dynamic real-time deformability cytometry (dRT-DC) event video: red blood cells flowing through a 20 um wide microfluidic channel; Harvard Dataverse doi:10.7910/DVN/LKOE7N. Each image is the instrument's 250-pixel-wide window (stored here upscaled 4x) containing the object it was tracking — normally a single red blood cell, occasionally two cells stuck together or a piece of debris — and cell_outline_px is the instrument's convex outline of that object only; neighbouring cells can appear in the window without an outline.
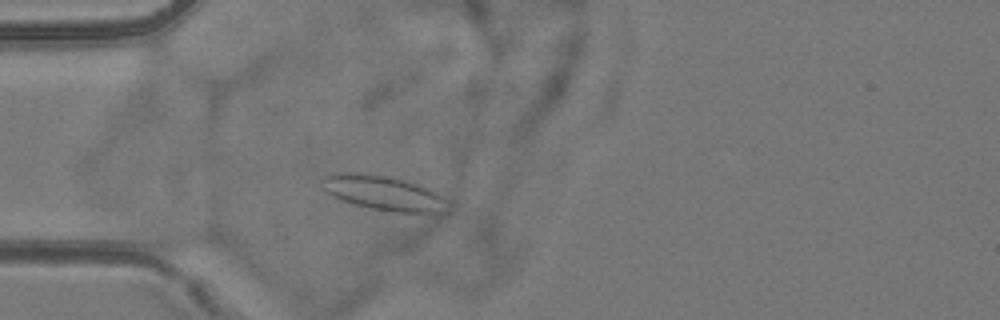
{"species": "common noctule bat (a hibernating species)", "species_latin": "Nyctalus noctula", "temperature_condition": "room temperature", "stored_images_in_passage": 45, "camera_frame_rate_fps": 3000, "um_per_image_px": 0.085, "animal": {"sex": "female", "body_mass_g": 24.6, "forearm_length_mm": 56.2}, "frame": {"image": 1, "passage_image": 14, "time_ms": 4.333, "image_size_px": [1000, 320], "cell_outline_px": [[448, 212], [440, 216], [436, 216], [392, 212], [352, 204], [340, 200], [332, 196], [320, 188], [320, 180], [324, 176], [332, 172], [368, 172], [392, 176], [408, 180], [420, 184], [436, 192], [440, 196]], "centroid_in_image_um": [32.58, 16.41], "position_along_channel_um": 52.4, "area_um2": 26.76}}
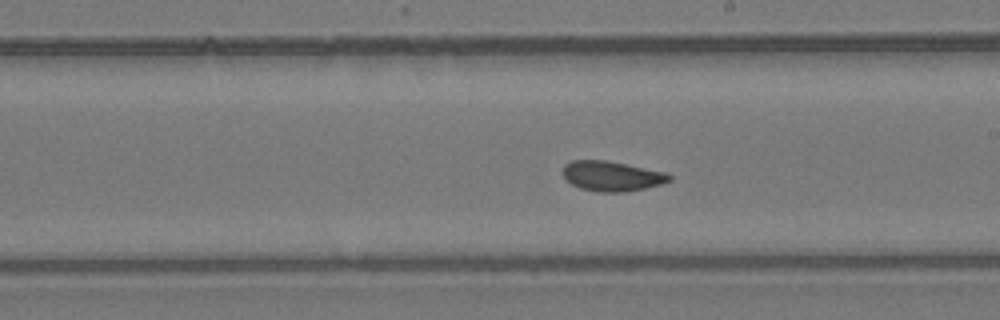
{"frame": {"image": 2, "passage_image": 29, "time_ms": 9.333, "image_size_px": [1000, 320], "cell_outline_px": [[672, 180], [660, 184], [644, 188], [624, 192], [596, 192], [580, 188], [564, 180], [564, 164], [572, 160], [604, 160], [664, 172], [672, 176]], "centroid_in_image_um": [51.96, 14.98], "position_along_channel_um": 237.0, "area_um2": 18.44}}
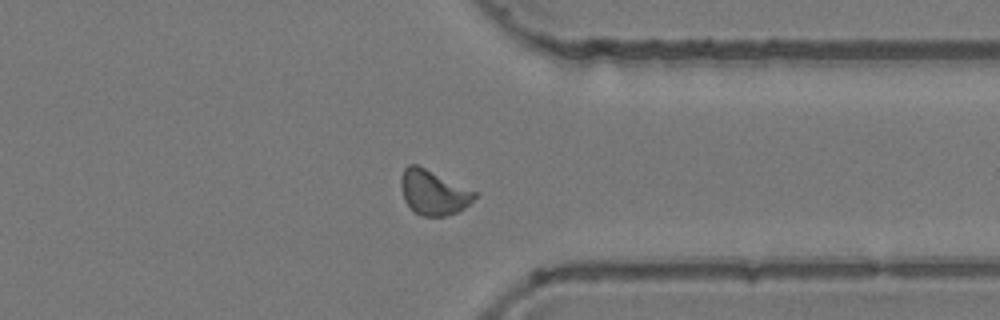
{"frame": {"image": 3, "passage_image": 40, "time_ms": 13.0, "image_size_px": [1000, 320], "cell_outline_px": [[476, 196], [464, 208], [456, 212], [444, 216], [420, 216], [404, 200], [400, 188], [400, 176], [404, 168], [408, 164], [416, 164], [476, 192]], "centroid_in_image_um": [36.78, 16.35], "position_along_channel_um": 374.6, "area_um2": 18.9}, "authors_computed_cell_mechanics": {"area_um2": 18.9006, "velocity_mm_per_s": 3.8395, "shape_relaxation_time_tau1_ms": null, "shape_relaxation_time_tau2_ms": 1.1754, "deformation_change_tau1": null, "deformation_change_tau2": 0.0624}}